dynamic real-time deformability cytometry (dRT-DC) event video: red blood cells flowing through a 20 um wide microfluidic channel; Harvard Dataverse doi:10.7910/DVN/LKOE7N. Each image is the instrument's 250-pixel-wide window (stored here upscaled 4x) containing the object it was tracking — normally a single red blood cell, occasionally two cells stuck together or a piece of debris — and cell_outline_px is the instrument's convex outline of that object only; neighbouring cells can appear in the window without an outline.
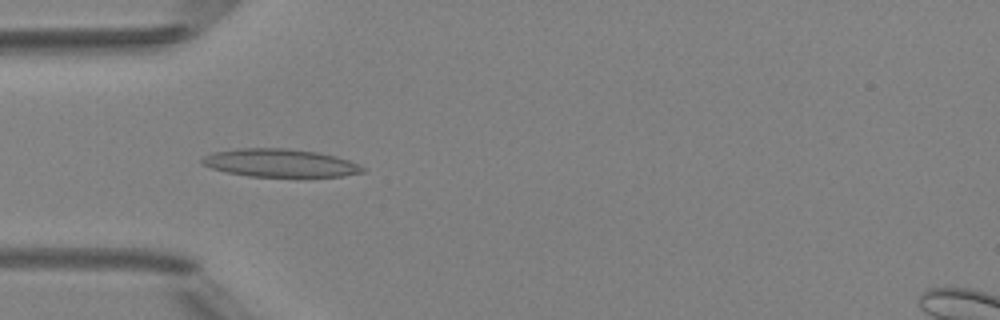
{"species": "Egyptian fruit bat (a non-hibernating species)", "species_latin": "Rousettus aegyptiacus", "temperature_condition": "room temperature", "stored_images_in_passage": 4, "camera_frame_rate_fps": 3000, "um_per_image_px": 0.085, "animal": {"sex": "female"}, "frame": {"image": 1, "passage_image": 3, "time_ms": 3.333, "image_size_px": [1000, 320], "cell_outline_px": [[364, 172], [344, 176], [248, 176], [228, 172], [212, 168], [204, 164], [200, 160], [204, 156], [216, 152], [236, 148], [288, 148], [316, 152], [336, 156], [348, 160], [364, 168]], "centroid_in_image_um": [23.8, 13.84], "position_along_channel_um": 61.2, "area_um2": 25.84}}
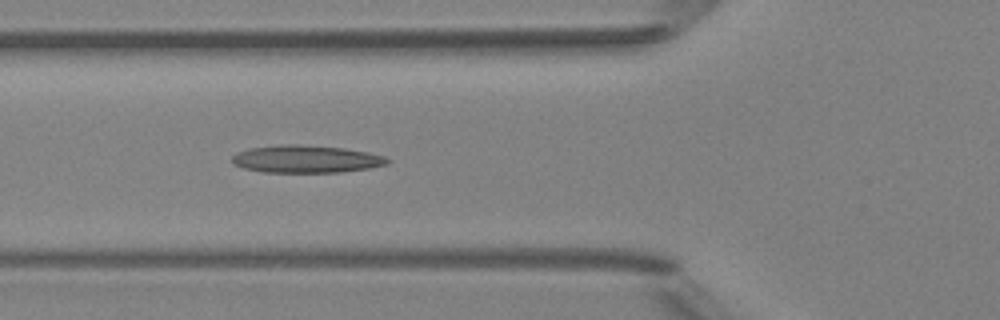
{"frame": {"image": 2, "passage_image": 4, "time_ms": 4.333, "image_size_px": [1000, 320], "cell_outline_px": [[388, 164], [368, 168], [340, 172], [264, 172], [244, 168], [236, 164], [232, 160], [232, 156], [236, 152], [248, 148], [280, 144], [300, 144], [344, 148], [368, 152], [384, 156], [388, 160]], "centroid_in_image_um": [25.99, 13.51], "position_along_channel_um": 99.8, "area_um2": 24.85}}